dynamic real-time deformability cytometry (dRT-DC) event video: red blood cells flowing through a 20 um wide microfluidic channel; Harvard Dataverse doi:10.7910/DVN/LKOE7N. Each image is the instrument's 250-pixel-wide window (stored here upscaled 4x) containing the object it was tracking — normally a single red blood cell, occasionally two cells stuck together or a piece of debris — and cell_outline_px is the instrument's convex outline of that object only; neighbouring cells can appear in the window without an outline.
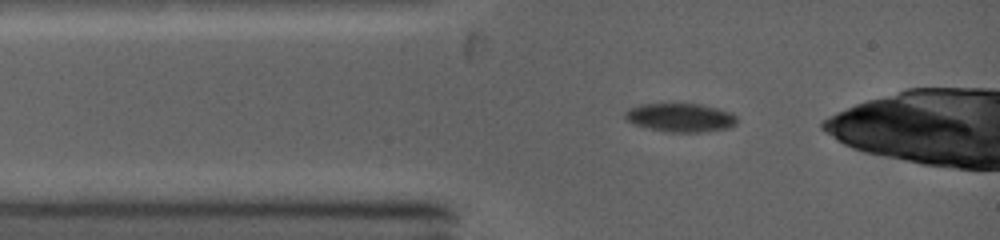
{"species": "common noctule bat (a hibernating species)", "species_latin": "Nyctalus noctula", "temperature_condition": "warm", "stored_images_in_passage": 13, "camera_frame_rate_fps": 5000, "um_per_image_px": 0.085, "animal": {"sex": "female", "body_mass_g": 19.0, "forearm_length_mm": 53.3}, "frame": {"image": 1, "passage_image": 1, "time_ms": 0.0, "image_size_px": [1000, 240], "cell_outline_px": [[736, 124], [732, 128], [700, 132], [664, 132], [632, 124], [624, 120], [624, 112], [628, 108], [640, 104], [700, 104], [716, 108], [728, 112], [736, 116]], "centroid_in_image_um": [57.77, 10.0], "position_along_channel_um": 27.2, "area_um2": 18.84}}
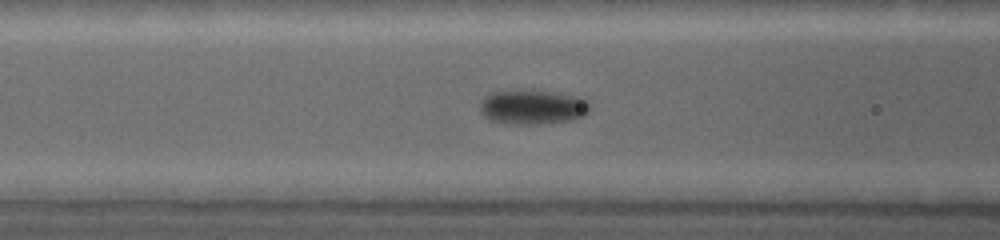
{"frame": {"image": 2, "passage_image": 9, "time_ms": 2.6, "image_size_px": [1000, 240], "cell_outline_px": [[588, 112], [584, 116], [572, 120], [540, 124], [508, 124], [488, 120], [480, 112], [480, 100], [484, 96], [492, 92], [532, 88], [576, 96], [584, 100], [588, 104]], "centroid_in_image_um": [45.2, 9.08], "position_along_channel_um": 121.4, "area_um2": 22.6}}
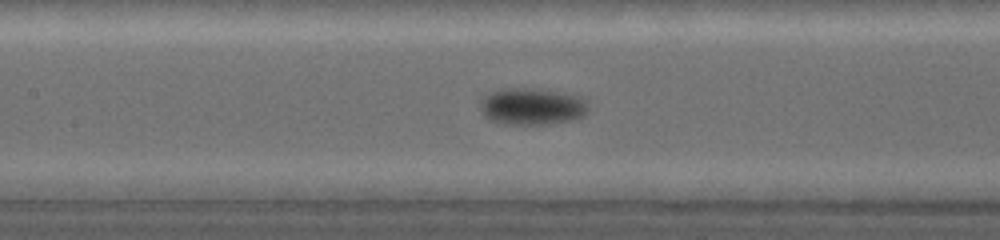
{"frame": {"image": 3, "passage_image": 12, "time_ms": 3.6, "image_size_px": [1000, 240], "cell_outline_px": [[588, 112], [584, 116], [572, 120], [544, 124], [504, 124], [488, 120], [484, 116], [480, 108], [480, 100], [484, 96], [492, 92], [504, 88], [524, 88], [556, 92], [576, 96], [588, 100]], "centroid_in_image_um": [45.2, 9.06], "position_along_channel_um": 162.2, "area_um2": 23.12}}